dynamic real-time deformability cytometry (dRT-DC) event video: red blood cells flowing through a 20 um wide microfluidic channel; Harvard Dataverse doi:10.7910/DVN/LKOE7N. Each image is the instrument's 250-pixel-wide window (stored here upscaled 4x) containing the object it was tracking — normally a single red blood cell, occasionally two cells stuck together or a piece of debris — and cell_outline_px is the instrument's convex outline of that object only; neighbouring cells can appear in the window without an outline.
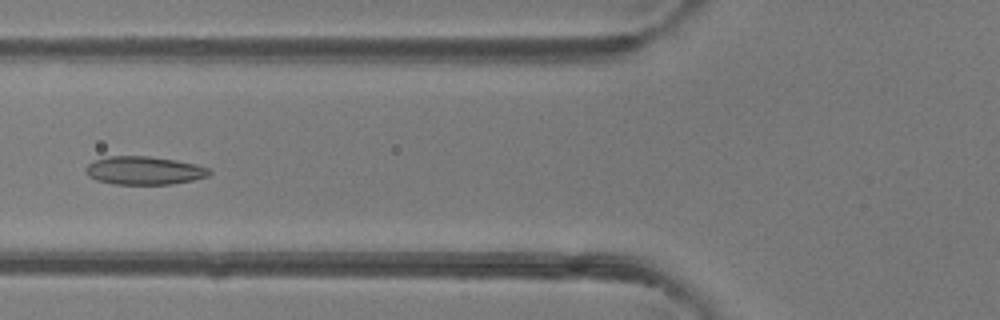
{"species": "common noctule bat (a hibernating species)", "species_latin": "Nyctalus noctula", "temperature_condition": "room temperature", "stored_images_in_passage": 7, "camera_frame_rate_fps": 3000, "um_per_image_px": 0.085, "animal": {"sex": "female"}, "frame": {"image": 1, "passage_image": 6, "time_ms": 1.667, "image_size_px": [1000, 320], "cell_outline_px": [[212, 172], [208, 176], [192, 180], [172, 184], [112, 184], [96, 180], [88, 176], [84, 168], [92, 160], [108, 156], [148, 156], [176, 160], [196, 164], [208, 168]], "centroid_in_image_um": [12.22, 14.49], "position_along_channel_um": 113.6, "area_um2": 20.46}}
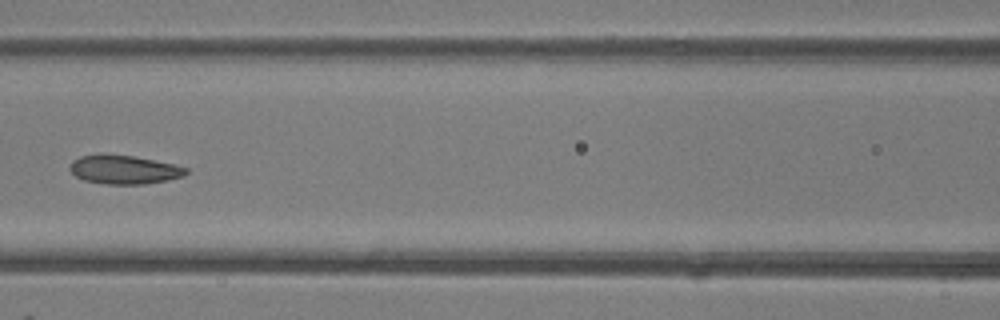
{"frame": {"image": 2, "passage_image": 7, "time_ms": 2.0, "image_size_px": [1000, 320], "cell_outline_px": [[188, 172], [184, 176], [168, 180], [144, 184], [108, 184], [84, 180], [76, 176], [68, 168], [72, 160], [80, 156], [100, 152], [132, 156], [172, 164], [188, 168]], "centroid_in_image_um": [10.5, 14.4], "position_along_channel_um": 156.1, "area_um2": 19.65}}